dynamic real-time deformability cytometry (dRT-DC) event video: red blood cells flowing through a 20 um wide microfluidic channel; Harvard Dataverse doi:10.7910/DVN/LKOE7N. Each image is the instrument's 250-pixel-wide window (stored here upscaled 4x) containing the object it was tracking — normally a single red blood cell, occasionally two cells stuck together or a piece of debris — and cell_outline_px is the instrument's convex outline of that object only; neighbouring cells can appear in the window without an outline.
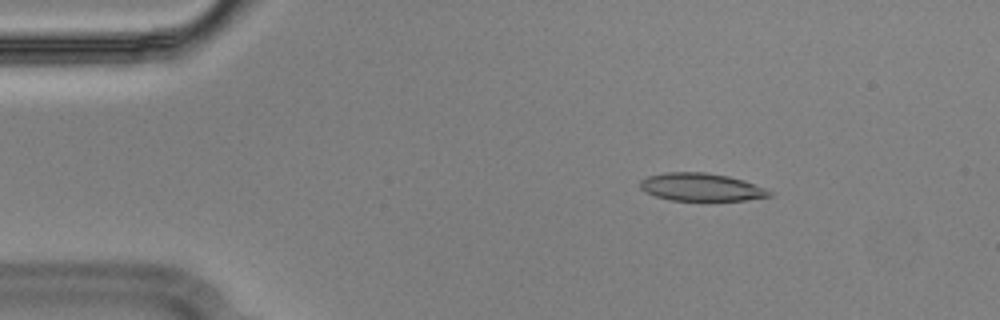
{"species": "Egyptian fruit bat (a non-hibernating species)", "species_latin": "Rousettus aegyptiacus", "temperature_condition": "cold", "stored_images_in_passage": 47, "camera_frame_rate_fps": 3000, "um_per_image_px": 0.085, "animal": {"sex": "male"}, "frame": {"image": 1, "passage_image": 1, "time_ms": 0.0, "image_size_px": [1000, 320], "cell_outline_px": [[772, 196], [748, 200], [704, 204], [668, 200], [644, 192], [640, 188], [640, 180], [648, 176], [664, 172], [704, 172], [728, 176], [744, 180], [764, 188], [772, 192]], "centroid_in_image_um": [59.6, 15.96], "position_along_channel_um": 25.4, "area_um2": 22.14}}
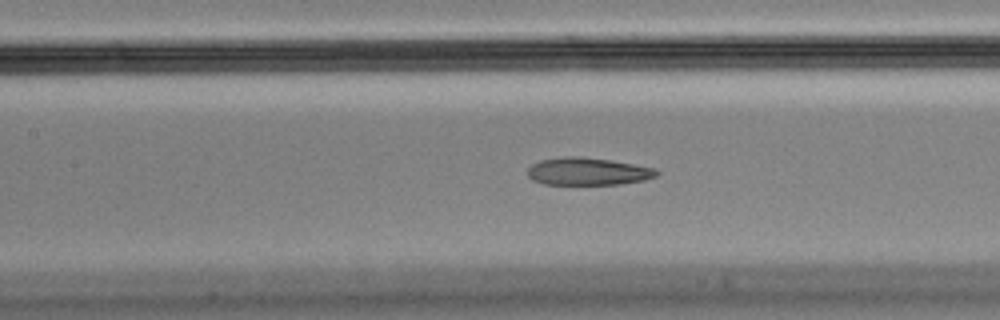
{"frame": {"image": 2, "passage_image": 17, "time_ms": 5.333, "image_size_px": [1000, 320], "cell_outline_px": [[660, 172], [656, 176], [644, 180], [620, 184], [544, 184], [532, 180], [528, 176], [528, 168], [532, 164], [540, 160], [564, 156], [580, 156], [612, 160], [656, 168]], "centroid_in_image_um": [49.97, 14.56], "position_along_channel_um": 157.4, "area_um2": 20.81}}
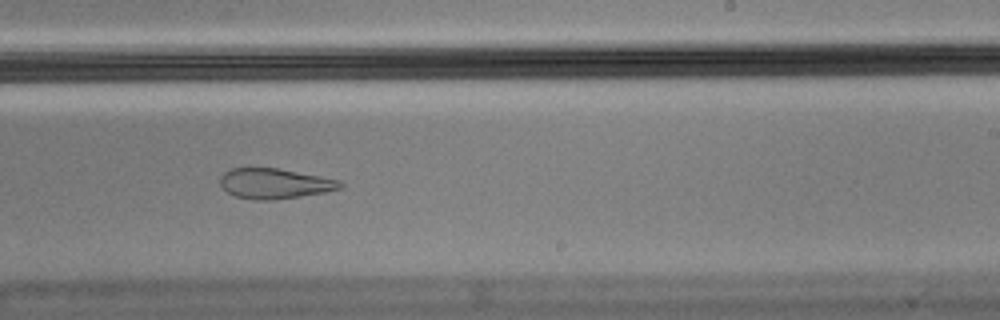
{"frame": {"image": 3, "passage_image": 26, "time_ms": 8.333, "image_size_px": [1000, 320], "cell_outline_px": [[344, 184], [340, 188], [324, 192], [300, 196], [272, 200], [252, 200], [236, 196], [228, 192], [220, 184], [220, 176], [224, 172], [232, 168], [276, 168], [320, 176], [340, 180]], "centroid_in_image_um": [23.33, 15.6], "position_along_channel_um": 265.7, "area_um2": 20.98}, "authors_computed_cell_mechanics": {"area_um2": 22.542, "velocity_mm_per_s": 3.6209, "shape_relaxation_time_tau1_ms": null, "shape_relaxation_time_tau2_ms": 2.1562, "deformation_change_tau1": null, "deformation_change_tau2": 0.0963}}